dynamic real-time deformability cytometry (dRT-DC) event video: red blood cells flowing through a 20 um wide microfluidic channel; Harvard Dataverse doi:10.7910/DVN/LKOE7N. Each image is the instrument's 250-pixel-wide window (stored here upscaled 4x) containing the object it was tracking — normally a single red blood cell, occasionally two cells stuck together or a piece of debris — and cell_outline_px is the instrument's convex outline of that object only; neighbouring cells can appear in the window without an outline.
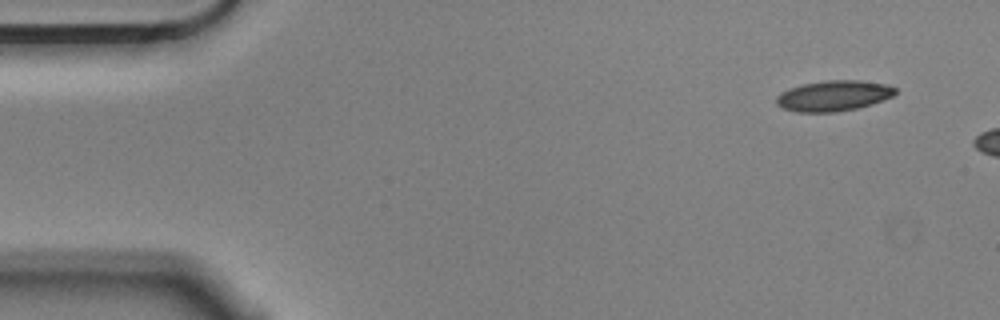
{"species": "Egyptian fruit bat (a non-hibernating species)", "species_latin": "Rousettus aegyptiacus", "temperature_condition": "cold", "stored_images_in_passage": 3, "camera_frame_rate_fps": 3000, "um_per_image_px": 0.085, "animal": {"sex": "male"}, "frame": {"image": 1, "passage_image": 1, "time_ms": 0.0, "image_size_px": [1000, 320], "cell_outline_px": [[896, 92], [892, 96], [872, 104], [856, 108], [836, 112], [796, 112], [784, 108], [776, 104], [776, 96], [780, 92], [788, 88], [804, 84], [828, 80], [860, 80], [888, 84], [896, 88]], "centroid_in_image_um": [70.84, 8.13], "position_along_channel_um": 14.2, "area_um2": 21.21}}